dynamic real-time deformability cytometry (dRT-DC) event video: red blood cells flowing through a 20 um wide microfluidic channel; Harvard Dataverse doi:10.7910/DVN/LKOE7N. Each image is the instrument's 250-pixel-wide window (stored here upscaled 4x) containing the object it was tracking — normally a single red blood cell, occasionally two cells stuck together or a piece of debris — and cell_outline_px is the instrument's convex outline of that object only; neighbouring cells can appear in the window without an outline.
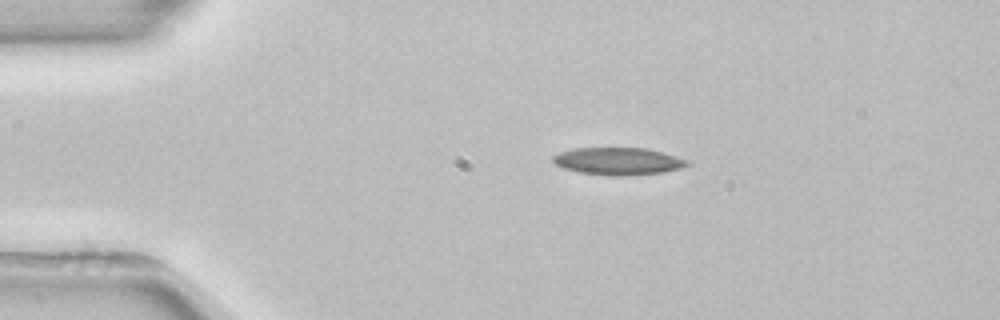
{"species": "common noctule bat (a hibernating species)", "species_latin": "Nyctalus noctula", "temperature_condition": "room temperature", "stored_images_in_passage": 3, "camera_frame_rate_fps": 3000, "um_per_image_px": 0.085, "animal": {"sex": "female", "body_mass_g": 22.7, "forearm_length_mm": 54.2}, "frame": {"image": 1, "passage_image": 2, "time_ms": 1.333, "image_size_px": [1000, 320], "cell_outline_px": [[692, 164], [680, 168], [664, 172], [628, 176], [612, 176], [580, 172], [564, 168], [556, 164], [552, 160], [552, 156], [560, 152], [576, 148], [648, 148], [664, 152], [688, 160]], "centroid_in_image_um": [52.59, 13.7], "position_along_channel_um": 32.4, "area_um2": 21.5}}